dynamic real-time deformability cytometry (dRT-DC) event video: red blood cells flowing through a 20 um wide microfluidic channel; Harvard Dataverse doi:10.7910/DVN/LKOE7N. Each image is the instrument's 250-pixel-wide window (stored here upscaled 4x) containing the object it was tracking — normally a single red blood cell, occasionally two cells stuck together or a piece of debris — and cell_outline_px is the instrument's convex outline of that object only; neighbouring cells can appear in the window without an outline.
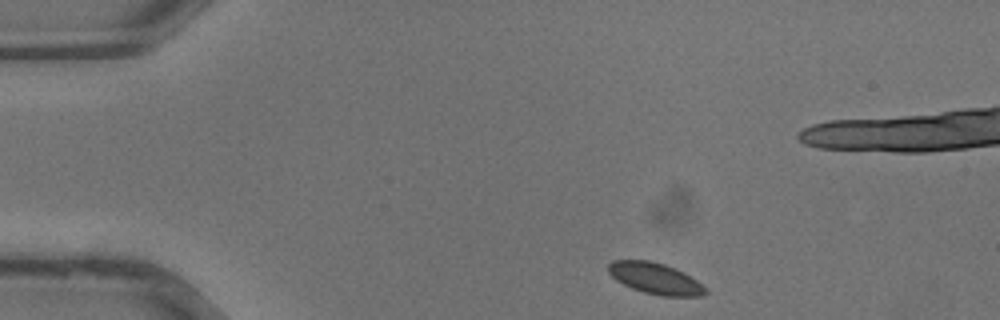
{"species": "common noctule bat (a hibernating species)", "species_latin": "Nyctalus noctula", "temperature_condition": "warm", "stored_images_in_passage": 32, "camera_frame_rate_fps": 3000, "um_per_image_px": 0.085, "animal": {"sex": "male", "body_mass_g": 13.3}, "frame": {"image": 1, "passage_image": 1, "time_ms": 0.0, "image_size_px": [1000, 320], "cell_outline_px": [[708, 292], [700, 296], [660, 296], [644, 292], [632, 288], [616, 280], [608, 272], [608, 264], [612, 260], [648, 260], [664, 264], [684, 272], [708, 288]], "centroid_in_image_um": [55.71, 23.67], "position_along_channel_um": 29.3, "area_um2": 17.69}}
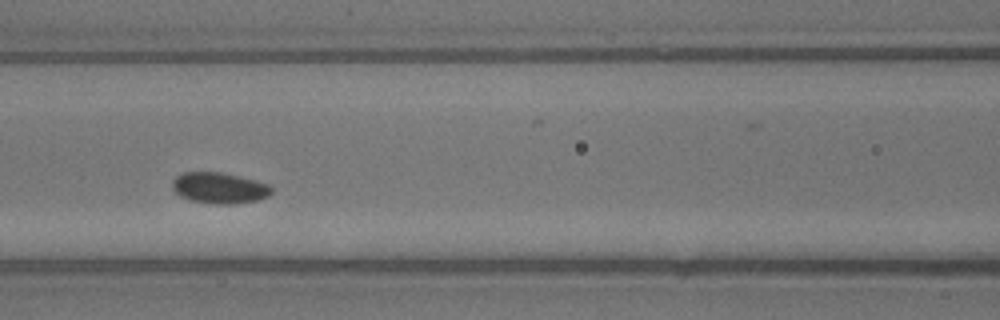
{"frame": {"image": 2, "passage_image": 11, "time_ms": 3.333, "image_size_px": [1000, 320], "cell_outline_px": [[272, 192], [268, 196], [256, 200], [232, 204], [212, 204], [192, 200], [180, 196], [172, 188], [172, 180], [180, 172], [224, 172], [256, 180], [268, 184], [272, 188]], "centroid_in_image_um": [18.63, 15.96], "position_along_channel_um": 148.0, "area_um2": 18.03}}
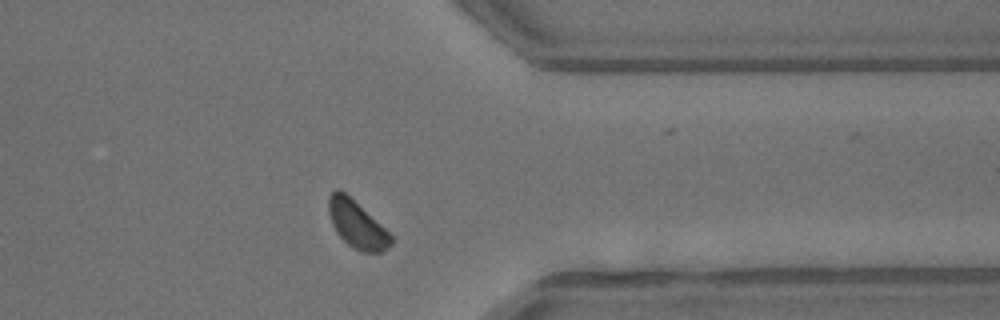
{"frame": {"image": 3, "passage_image": 24, "time_ms": 7.667, "image_size_px": [1000, 320], "cell_outline_px": [[392, 244], [388, 248], [380, 252], [360, 252], [352, 248], [336, 232], [332, 224], [328, 212], [328, 196], [336, 188], [340, 188], [384, 228], [392, 236]], "centroid_in_image_um": [30.3, 19.08], "position_along_channel_um": 381.1, "area_um2": 16.99}}